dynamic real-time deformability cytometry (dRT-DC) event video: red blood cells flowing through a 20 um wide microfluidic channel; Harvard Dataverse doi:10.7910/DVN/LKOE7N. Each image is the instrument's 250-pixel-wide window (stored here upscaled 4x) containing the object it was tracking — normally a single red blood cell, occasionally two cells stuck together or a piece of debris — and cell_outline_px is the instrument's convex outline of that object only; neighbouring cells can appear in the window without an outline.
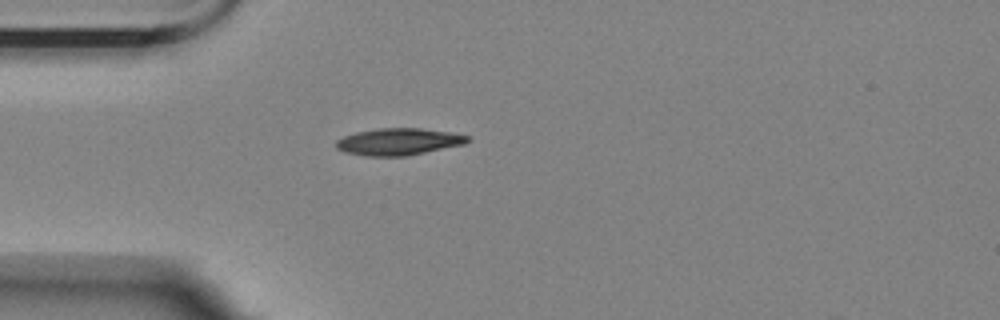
{"species": "Egyptian fruit bat (a non-hibernating species)", "species_latin": "Rousettus aegyptiacus", "temperature_condition": "room temperature", "stored_images_in_passage": 1, "camera_frame_rate_fps": 3000, "um_per_image_px": 0.085, "animal": {"sex": "female"}, "frame": {"image": 1, "passage_image": 1, "time_ms": 0.0, "image_size_px": [1000, 320], "cell_outline_px": [[472, 140], [464, 144], [408, 156], [368, 156], [344, 152], [336, 148], [336, 140], [344, 136], [356, 132], [380, 128], [420, 128], [452, 132], [472, 136]], "centroid_in_image_um": [33.93, 12.04], "position_along_channel_um": 51.1, "area_um2": 20.81}}